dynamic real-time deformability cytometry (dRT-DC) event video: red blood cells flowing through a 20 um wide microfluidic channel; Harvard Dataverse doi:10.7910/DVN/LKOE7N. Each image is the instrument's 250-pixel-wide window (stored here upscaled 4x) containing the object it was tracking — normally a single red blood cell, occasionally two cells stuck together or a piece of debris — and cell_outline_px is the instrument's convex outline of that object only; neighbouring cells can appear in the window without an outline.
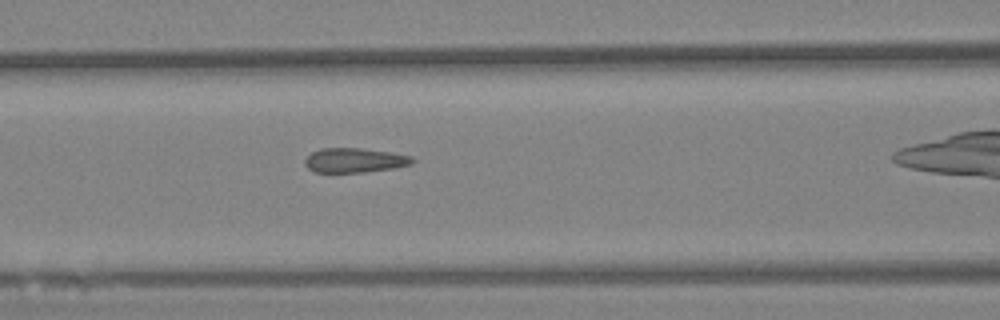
{"species": "Egyptian fruit bat (a non-hibernating species)", "species_latin": "Rousettus aegyptiacus", "temperature_condition": "warm", "stored_images_in_passage": 6, "camera_frame_rate_fps": 3000, "um_per_image_px": 0.085, "animal": {"sex": "female"}, "frame": {"image": 1, "passage_image": 5, "time_ms": 1.333, "image_size_px": [1000, 320], "cell_outline_px": [[416, 160], [412, 164], [392, 168], [364, 172], [316, 172], [308, 168], [304, 164], [304, 160], [312, 152], [320, 148], [360, 148], [392, 152], [412, 156]], "centroid_in_image_um": [30.16, 13.61], "position_along_channel_um": 136.4, "area_um2": 15.37}}